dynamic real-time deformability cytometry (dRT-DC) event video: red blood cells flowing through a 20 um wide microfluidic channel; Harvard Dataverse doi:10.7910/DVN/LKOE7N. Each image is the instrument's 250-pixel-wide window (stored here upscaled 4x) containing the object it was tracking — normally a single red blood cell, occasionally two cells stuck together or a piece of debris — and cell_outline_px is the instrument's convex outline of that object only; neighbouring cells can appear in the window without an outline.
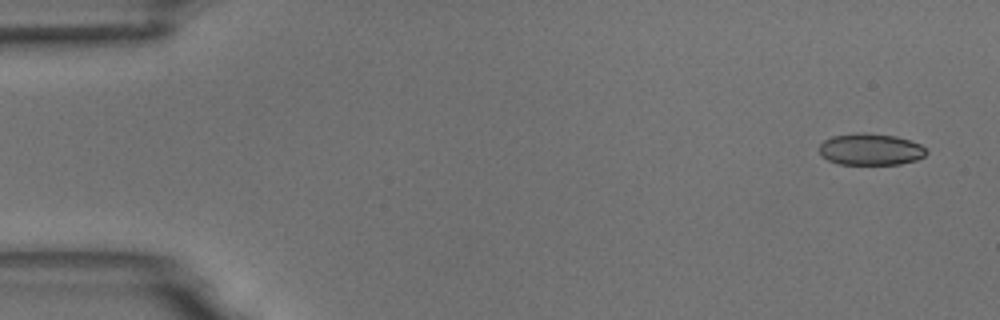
{"species": "common noctule bat (a hibernating species)", "species_latin": "Nyctalus noctula", "temperature_condition": "room temperature", "stored_images_in_passage": 4, "camera_frame_rate_fps": 3000, "um_per_image_px": 0.085, "animal": {"sex": "male", "body_mass_g": 18.8}, "frame": {"image": 1, "passage_image": 1, "time_ms": 0.0, "image_size_px": [1000, 320], "cell_outline_px": [[928, 152], [924, 156], [916, 160], [900, 164], [840, 164], [828, 160], [820, 156], [820, 144], [824, 140], [832, 136], [860, 132], [864, 132], [896, 136], [920, 144]], "centroid_in_image_um": [73.98, 12.69], "position_along_channel_um": 11.0, "area_um2": 19.77}}
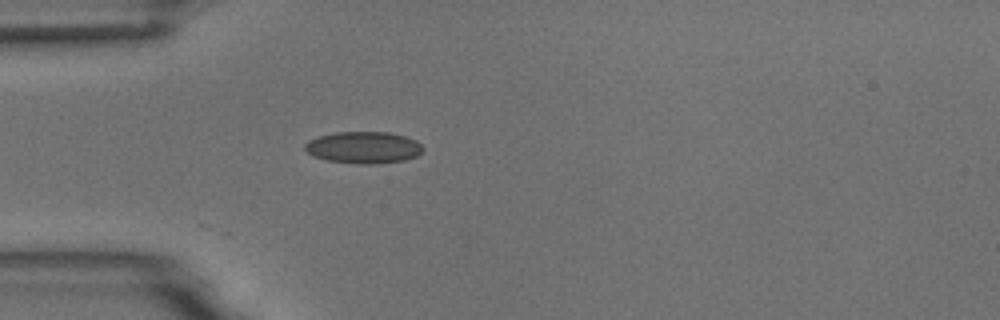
{"frame": {"image": 2, "passage_image": 4, "time_ms": 4.333, "image_size_px": [1000, 320], "cell_outline_px": [[424, 148], [416, 156], [404, 160], [376, 164], [360, 164], [328, 160], [312, 156], [304, 148], [304, 144], [308, 140], [320, 136], [336, 132], [388, 132], [404, 136], [416, 140]], "centroid_in_image_um": [30.89, 12.53], "position_along_channel_um": 54.1, "area_um2": 21.79}}